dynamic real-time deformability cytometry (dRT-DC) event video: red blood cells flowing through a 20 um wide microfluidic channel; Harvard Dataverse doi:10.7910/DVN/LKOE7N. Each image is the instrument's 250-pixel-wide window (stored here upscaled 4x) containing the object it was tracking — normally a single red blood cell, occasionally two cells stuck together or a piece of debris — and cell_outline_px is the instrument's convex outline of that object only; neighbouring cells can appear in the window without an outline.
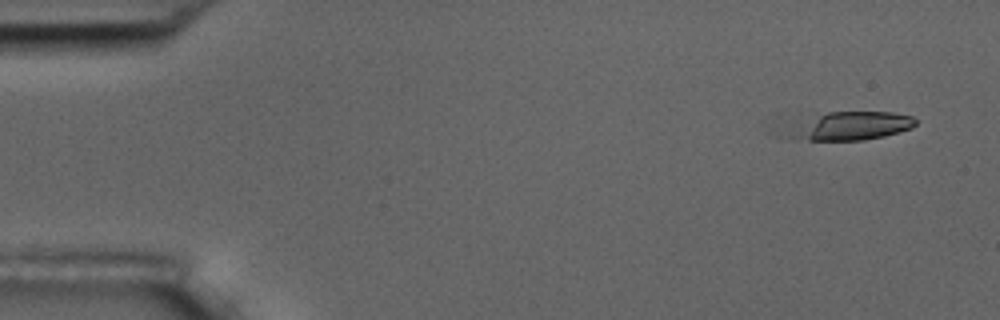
{"species": "common noctule bat (a hibernating species)", "species_latin": "Nyctalus noctula", "temperature_condition": "room temperature", "stored_images_in_passage": 7, "camera_frame_rate_fps": 3000, "um_per_image_px": 0.085, "animal": {"sex": "male", "body_mass_g": 17.5, "forearm_length_mm": 52.3}, "frame": {"image": 1, "passage_image": 1, "time_ms": 0.0, "image_size_px": [1000, 320], "cell_outline_px": [[916, 124], [912, 128], [884, 136], [864, 140], [788, 140], [776, 136], [816, 112], [892, 112], [912, 116], [916, 120]], "centroid_in_image_um": [72.12, 10.72], "position_along_channel_um": 12.9, "area_um2": 21.91}}
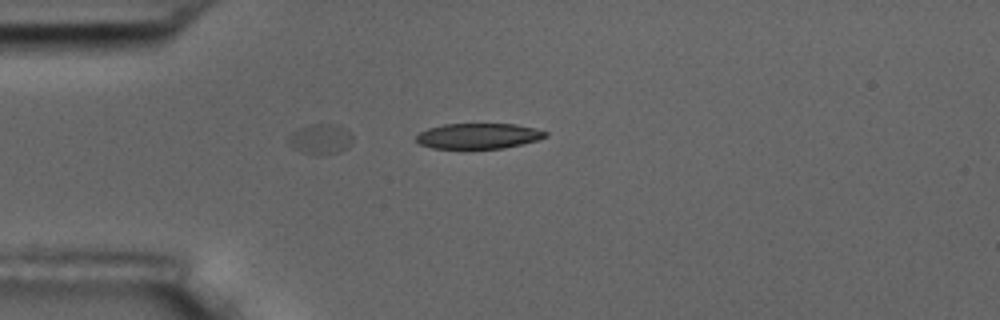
{"frame": {"image": 2, "passage_image": 4, "time_ms": 3.667, "image_size_px": [1000, 320], "cell_outline_px": [[548, 136], [536, 140], [504, 148], [432, 148], [420, 144], [412, 140], [420, 132], [428, 128], [444, 124], [516, 124], [548, 132]], "centroid_in_image_um": [40.61, 11.55], "position_along_channel_um": 44.4, "area_um2": 19.07}}